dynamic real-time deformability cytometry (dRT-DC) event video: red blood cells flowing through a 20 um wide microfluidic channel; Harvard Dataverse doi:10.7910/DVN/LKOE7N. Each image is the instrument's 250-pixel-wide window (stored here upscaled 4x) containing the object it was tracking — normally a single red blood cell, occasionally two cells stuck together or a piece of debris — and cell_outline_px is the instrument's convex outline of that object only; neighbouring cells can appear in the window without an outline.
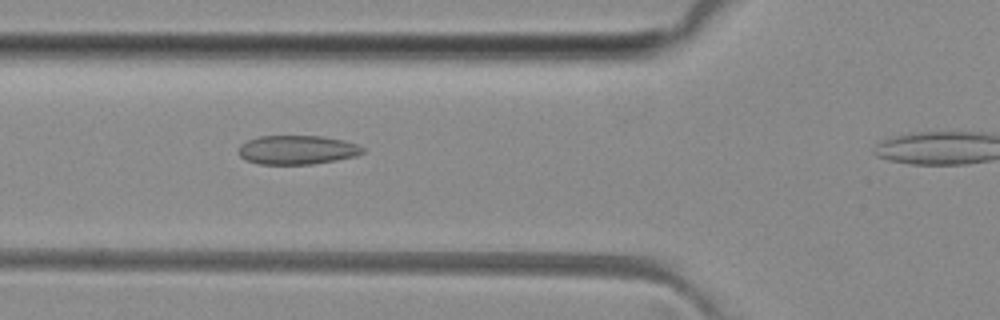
{"species": "common noctule bat (a hibernating species)", "species_latin": "Nyctalus noctula", "temperature_condition": "room temperature", "stored_images_in_passage": 26, "camera_frame_rate_fps": 3000, "um_per_image_px": 0.085, "animal": {"sex": "female", "body_mass_g": 29.2, "forearm_length_mm": 56.3}, "frame": {"image": 1, "passage_image": 3, "time_ms": 0.667, "image_size_px": [1000, 320], "cell_outline_px": [[364, 152], [356, 156], [336, 160], [312, 164], [260, 164], [248, 160], [240, 156], [240, 144], [248, 140], [260, 136], [320, 136], [344, 140], [356, 144], [364, 148]], "centroid_in_image_um": [25.28, 12.73], "position_along_channel_um": 100.5, "area_um2": 20.81}}
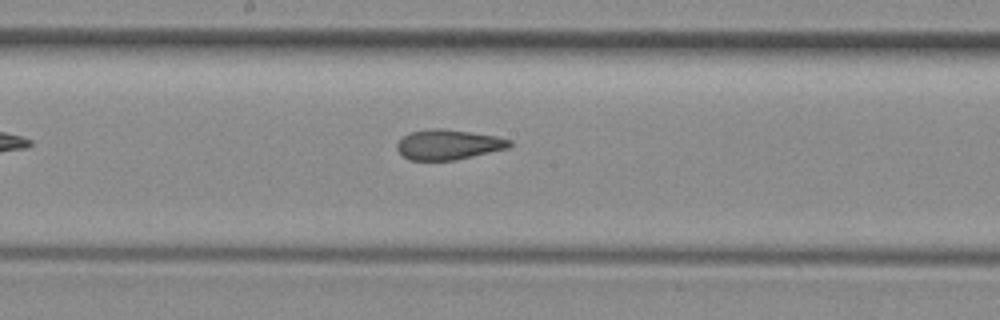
{"frame": {"image": 2, "passage_image": 11, "time_ms": 3.333, "image_size_px": [1000, 320], "cell_outline_px": [[512, 144], [508, 148], [456, 160], [408, 160], [396, 148], [396, 144], [408, 132], [436, 128], [444, 128], [496, 136], [512, 140]], "centroid_in_image_um": [38.11, 12.29], "position_along_channel_um": 210.1, "area_um2": 19.71}}
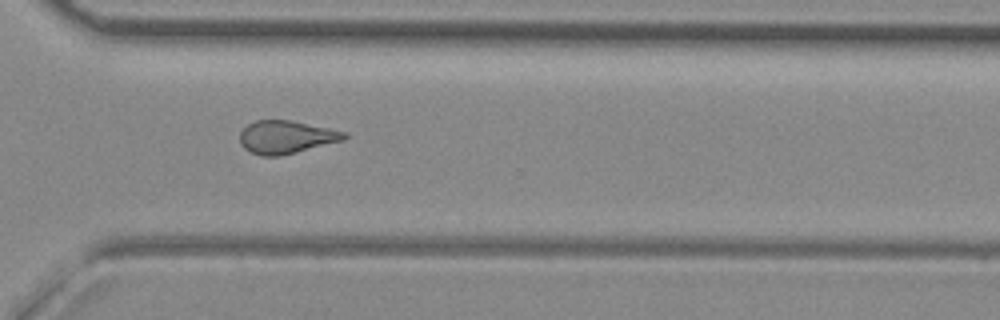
{"frame": {"image": 3, "passage_image": 21, "time_ms": 6.667, "image_size_px": [1000, 320], "cell_outline_px": [[348, 136], [344, 140], [280, 156], [260, 156], [244, 148], [240, 144], [240, 132], [248, 124], [256, 120], [288, 120], [348, 132]], "centroid_in_image_um": [24.32, 11.65], "position_along_channel_um": 346.3, "area_um2": 19.94}}